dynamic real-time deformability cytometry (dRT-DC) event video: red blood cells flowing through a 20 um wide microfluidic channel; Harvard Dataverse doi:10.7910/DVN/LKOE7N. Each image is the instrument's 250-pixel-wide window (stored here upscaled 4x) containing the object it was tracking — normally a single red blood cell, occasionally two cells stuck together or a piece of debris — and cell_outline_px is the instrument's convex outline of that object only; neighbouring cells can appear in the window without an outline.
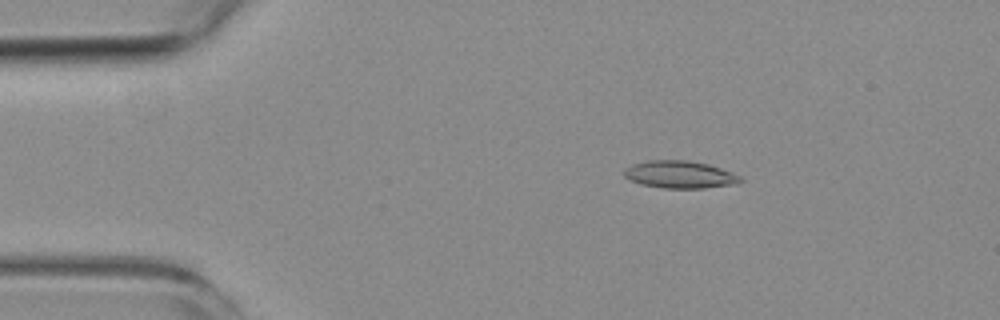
{"species": "common noctule bat (a hibernating species)", "species_latin": "Nyctalus noctula", "temperature_condition": "room temperature", "stored_images_in_passage": 5, "camera_frame_rate_fps": 3000, "um_per_image_px": 0.085, "animal": {"sex": "female", "body_mass_g": 19.3, "forearm_length_mm": 54.1}, "frame": {"image": 1, "passage_image": 2, "time_ms": 1.333, "image_size_px": [1000, 320], "cell_outline_px": [[744, 180], [736, 184], [704, 188], [664, 188], [640, 184], [628, 180], [624, 176], [624, 168], [632, 164], [648, 160], [688, 160], [708, 164], [732, 172], [740, 176]], "centroid_in_image_um": [57.76, 14.83], "position_along_channel_um": 27.2, "area_um2": 18.73}}
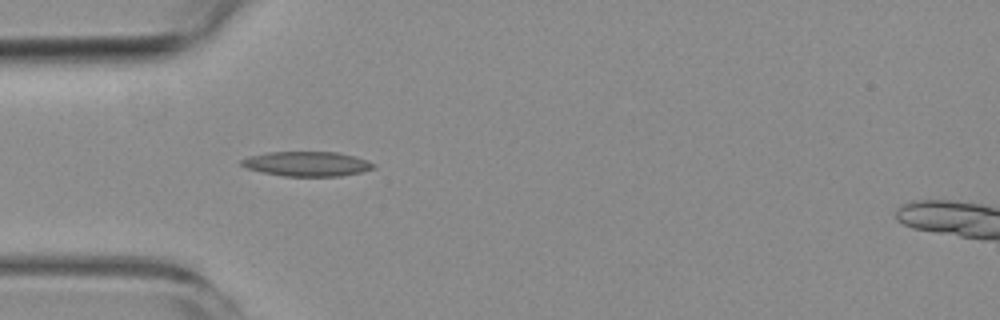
{"frame": {"image": 2, "passage_image": 4, "time_ms": 3.667, "image_size_px": [1000, 320], "cell_outline_px": [[376, 168], [360, 172], [340, 176], [284, 176], [264, 172], [248, 168], [240, 164], [240, 160], [248, 156], [268, 152], [340, 152], [356, 156], [368, 160], [376, 164]], "centroid_in_image_um": [26.14, 13.92], "position_along_channel_um": 58.9, "area_um2": 19.07}}